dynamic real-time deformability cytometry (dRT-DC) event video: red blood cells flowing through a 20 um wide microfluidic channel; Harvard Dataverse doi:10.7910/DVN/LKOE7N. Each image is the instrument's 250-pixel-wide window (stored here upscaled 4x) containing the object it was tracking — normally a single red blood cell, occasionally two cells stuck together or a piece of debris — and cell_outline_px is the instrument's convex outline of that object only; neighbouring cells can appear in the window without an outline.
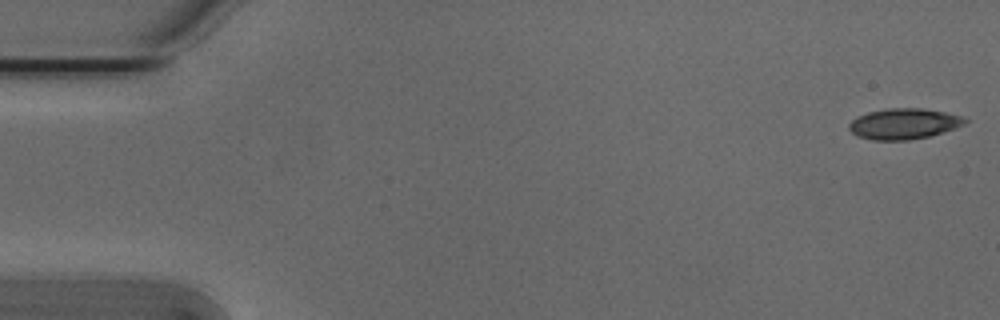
{"species": "Egyptian fruit bat (a non-hibernating species)", "species_latin": "Rousettus aegyptiacus", "temperature_condition": "cold", "stored_images_in_passage": 53, "camera_frame_rate_fps": 3000, "um_per_image_px": 0.085, "animal": {"sex": "male"}, "frame": {"image": 1, "passage_image": 1, "time_ms": 0.0, "image_size_px": [1000, 320], "cell_outline_px": [[968, 120], [964, 124], [944, 132], [928, 136], [908, 140], [872, 140], [856, 136], [848, 128], [848, 124], [852, 120], [868, 112], [888, 108], [920, 108], [944, 112], [964, 116]], "centroid_in_image_um": [76.82, 10.52], "position_along_channel_um": 8.2, "area_um2": 20.69}}
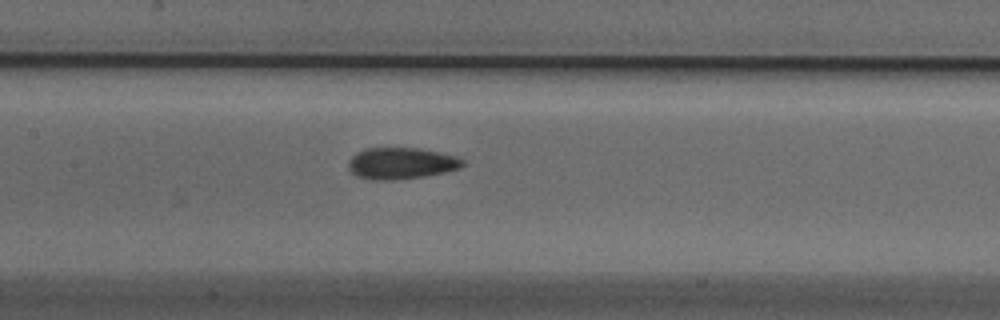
{"frame": {"image": 2, "passage_image": 25, "time_ms": 8.0, "image_size_px": [1000, 320], "cell_outline_px": [[468, 164], [460, 168], [444, 172], [424, 176], [392, 180], [372, 180], [356, 176], [348, 168], [348, 160], [356, 152], [364, 148], [420, 148], [456, 156], [464, 160]], "centroid_in_image_um": [34.1, 13.88], "position_along_channel_um": 173.3, "area_um2": 21.15}}
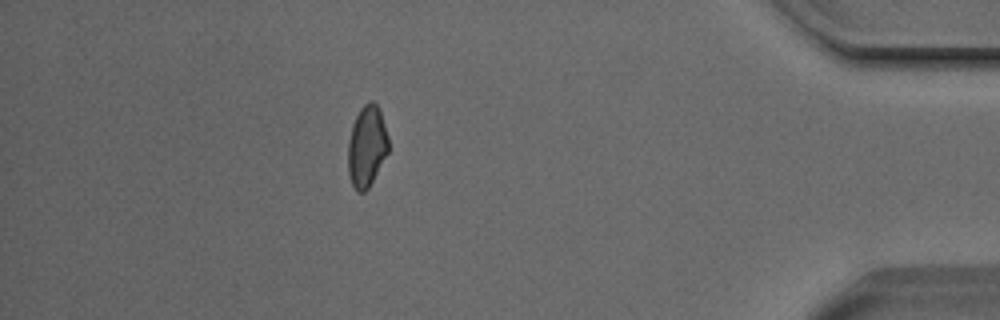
{"frame": {"image": 3, "passage_image": 47, "time_ms": 15.333, "image_size_px": [1000, 320], "cell_outline_px": [[388, 152], [368, 188], [364, 192], [356, 192], [352, 184], [348, 172], [348, 140], [352, 124], [360, 108], [364, 104], [372, 100], [380, 108], [388, 136]], "centroid_in_image_um": [31.17, 12.41], "position_along_channel_um": 404.0, "area_um2": 19.19}, "authors_computed_cell_mechanics": {"area_um2": 20.4612, "velocity_mm_per_s": 3.8123, "shape_relaxation_time_tau1_ms": 4.5133, "shape_relaxation_time_tau2_ms": 2.9662, "deformation_change_tau1": 0.1051, "deformation_change_tau2": 0.0711}}